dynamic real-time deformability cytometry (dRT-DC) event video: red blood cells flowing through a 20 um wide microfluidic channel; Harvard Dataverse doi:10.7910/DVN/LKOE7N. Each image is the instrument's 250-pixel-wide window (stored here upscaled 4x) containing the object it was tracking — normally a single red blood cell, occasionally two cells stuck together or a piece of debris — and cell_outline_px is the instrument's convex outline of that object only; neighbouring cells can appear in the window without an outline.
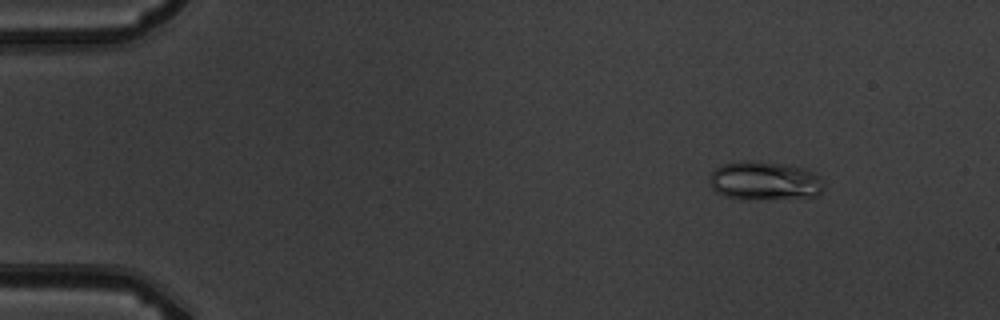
{"species": "common noctule bat (a hibernating species)", "species_latin": "Nyctalus noctula", "temperature_condition": "warm", "stored_images_in_passage": 4, "camera_frame_rate_fps": 3000, "um_per_image_px": 0.085, "animal": {"sex": "male", "body_mass_g": 19.5, "forearm_length_mm": 54.6}, "frame": {"image": 1, "passage_image": 1, "time_ms": 0.0, "image_size_px": [1000, 320], "cell_outline_px": [[824, 188], [816, 196], [748, 200], [740, 200], [724, 196], [716, 192], [712, 188], [708, 180], [708, 176], [716, 168], [724, 164], [740, 160], [756, 160], [784, 164], [804, 168], [820, 176], [824, 184]], "centroid_in_image_um": [64.95, 15.37], "position_along_channel_um": 20.1, "area_um2": 26.24}}